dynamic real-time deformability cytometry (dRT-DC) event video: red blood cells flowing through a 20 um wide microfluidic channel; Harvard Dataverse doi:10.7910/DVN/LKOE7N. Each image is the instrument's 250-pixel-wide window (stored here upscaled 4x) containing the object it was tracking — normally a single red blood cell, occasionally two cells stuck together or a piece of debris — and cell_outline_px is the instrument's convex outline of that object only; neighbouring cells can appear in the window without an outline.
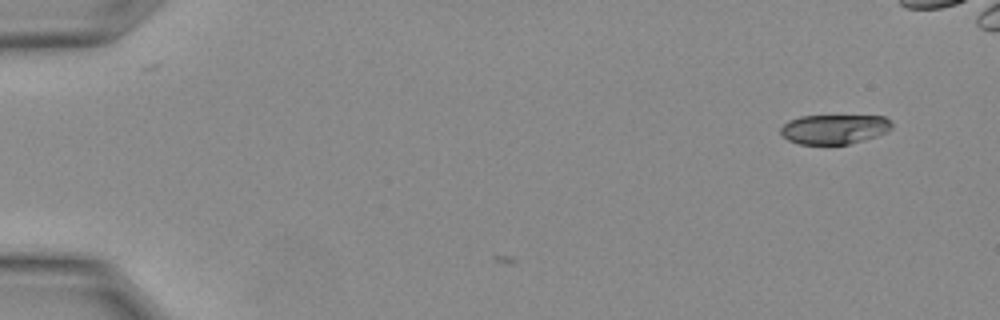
{"species": "Egyptian fruit bat (a non-hibernating species)", "species_latin": "Rousettus aegyptiacus", "temperature_condition": "warm", "stored_images_in_passage": 5, "camera_frame_rate_fps": 3000, "um_per_image_px": 0.085, "animal": {"sex": "female"}, "frame": {"image": 1, "passage_image": 1, "time_ms": 0.0, "image_size_px": [1000, 320], "cell_outline_px": [[892, 128], [888, 132], [876, 136], [848, 144], [800, 144], [788, 140], [780, 132], [780, 128], [788, 120], [800, 116], [884, 116], [892, 124]], "centroid_in_image_um": [70.9, 10.97], "position_along_channel_um": 14.1, "area_um2": 19.07}}